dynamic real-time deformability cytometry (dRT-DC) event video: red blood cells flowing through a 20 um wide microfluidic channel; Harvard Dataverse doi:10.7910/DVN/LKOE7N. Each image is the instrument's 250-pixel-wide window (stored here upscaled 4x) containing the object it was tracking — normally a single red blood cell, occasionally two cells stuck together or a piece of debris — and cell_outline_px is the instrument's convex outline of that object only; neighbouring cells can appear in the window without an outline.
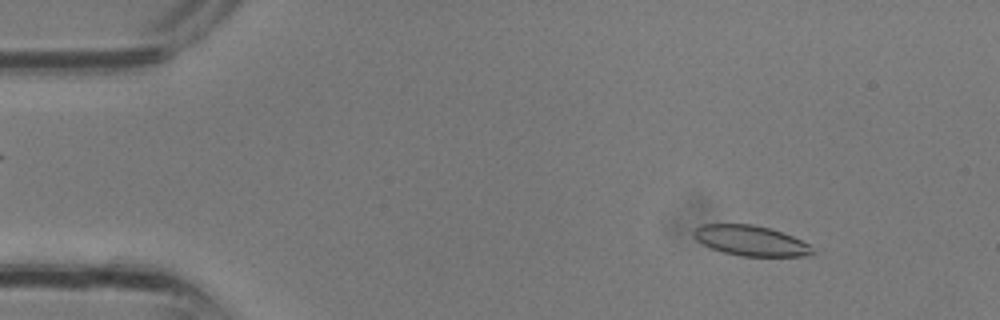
{"species": "common noctule bat (a hibernating species)", "species_latin": "Nyctalus noctula", "temperature_condition": "room temperature", "stored_images_in_passage": 32, "segment_of_instrument_passage": [1, 2], "camera_frame_rate_fps": 3000, "um_per_image_px": 0.085, "animal": {"sex": "male", "body_mass_g": 13.3}, "frame": {"image": 1, "passage_image": 3, "time_ms": 0.667, "image_size_px": [1000, 320], "cell_outline_px": [[812, 252], [808, 256], [740, 256], [724, 252], [712, 248], [696, 240], [692, 232], [696, 228], [704, 224], [752, 224], [768, 228], [792, 236], [808, 244]], "centroid_in_image_um": [63.77, 20.45], "position_along_channel_um": 21.2, "area_um2": 20.52}}
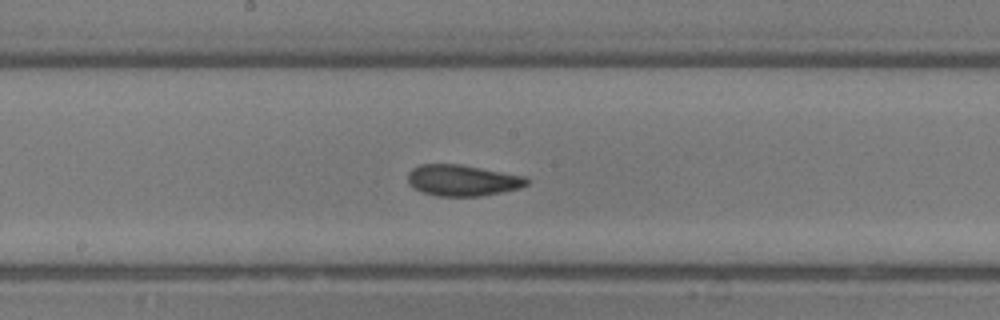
{"frame": {"image": 2, "passage_image": 16, "time_ms": 5.0, "image_size_px": [1000, 320], "cell_outline_px": [[528, 184], [520, 188], [480, 196], [436, 196], [424, 192], [408, 184], [408, 172], [412, 168], [420, 164], [460, 164], [528, 176]], "centroid_in_image_um": [39.33, 15.32], "position_along_channel_um": 208.9, "area_um2": 21.68}}
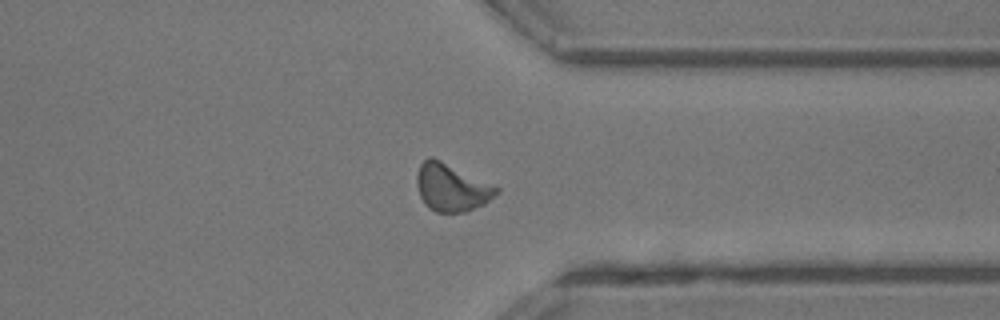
{"frame": {"image": 3, "passage_image": 24, "time_ms": 7.667, "image_size_px": [1000, 320], "cell_outline_px": [[500, 192], [484, 204], [464, 212], [436, 212], [428, 208], [424, 204], [420, 196], [416, 184], [416, 176], [420, 164], [428, 156], [432, 156], [500, 188]], "centroid_in_image_um": [38.36, 15.94], "position_along_channel_um": 373.0, "area_um2": 22.02}}